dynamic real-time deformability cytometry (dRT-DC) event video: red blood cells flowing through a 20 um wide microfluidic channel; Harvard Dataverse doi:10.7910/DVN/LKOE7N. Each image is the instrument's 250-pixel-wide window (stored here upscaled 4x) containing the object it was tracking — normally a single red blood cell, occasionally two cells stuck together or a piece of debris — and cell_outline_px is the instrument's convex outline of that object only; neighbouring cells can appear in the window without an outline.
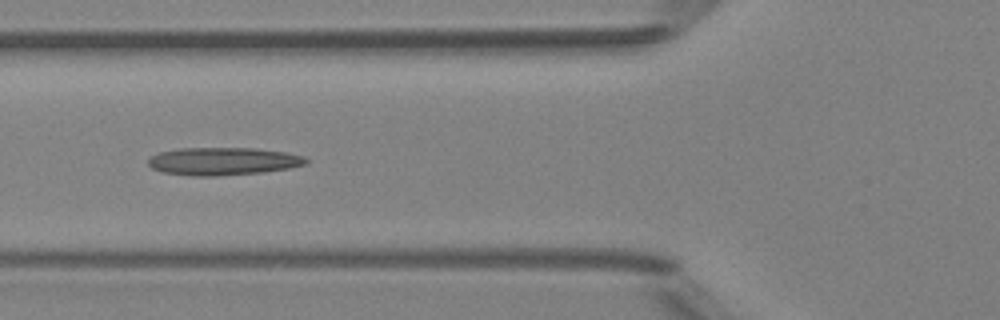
{"species": "Egyptian fruit bat (a non-hibernating species)", "species_latin": "Rousettus aegyptiacus", "temperature_condition": "room temperature", "stored_images_in_passage": 5, "camera_frame_rate_fps": 3000, "um_per_image_px": 0.085, "animal": {"sex": "female"}, "frame": {"image": 1, "passage_image": 5, "time_ms": 4.333, "image_size_px": [1000, 320], "cell_outline_px": [[308, 160], [304, 164], [288, 168], [264, 172], [216, 176], [192, 176], [164, 172], [152, 168], [148, 164], [148, 160], [152, 156], [160, 152], [180, 148], [256, 148], [284, 152], [304, 156]], "centroid_in_image_um": [18.95, 13.7], "position_along_channel_um": 106.9, "area_um2": 25.37}}